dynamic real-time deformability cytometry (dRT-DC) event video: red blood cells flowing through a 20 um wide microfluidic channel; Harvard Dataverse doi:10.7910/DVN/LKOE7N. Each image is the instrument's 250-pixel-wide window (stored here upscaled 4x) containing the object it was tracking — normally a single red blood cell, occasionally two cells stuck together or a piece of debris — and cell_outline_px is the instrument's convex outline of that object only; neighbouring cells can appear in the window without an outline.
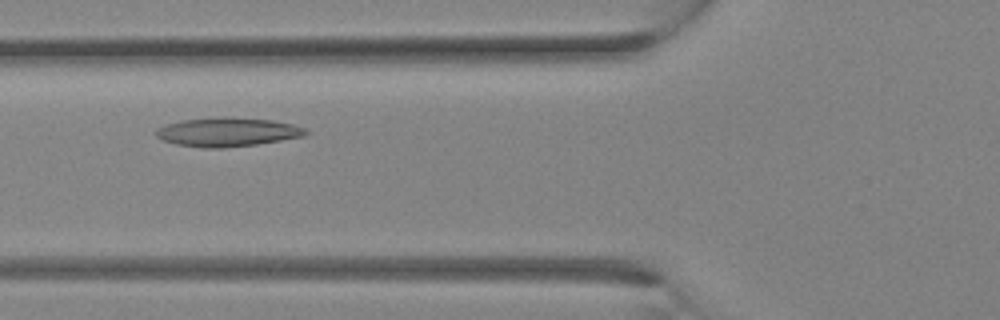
{"species": "Egyptian fruit bat (a non-hibernating species)", "species_latin": "Rousettus aegyptiacus", "temperature_condition": "room temperature", "stored_images_in_passage": 28, "camera_frame_rate_fps": 3000, "um_per_image_px": 0.085, "animal": {"sex": "female"}, "frame": {"image": 1, "passage_image": 8, "time_ms": 2.333, "image_size_px": [1000, 320], "cell_outline_px": [[308, 132], [304, 136], [256, 144], [224, 148], [204, 148], [176, 144], [164, 140], [156, 136], [156, 128], [180, 120], [272, 120], [292, 124], [304, 128]], "centroid_in_image_um": [19.32, 11.28], "position_along_channel_um": 106.5, "area_um2": 23.81}}
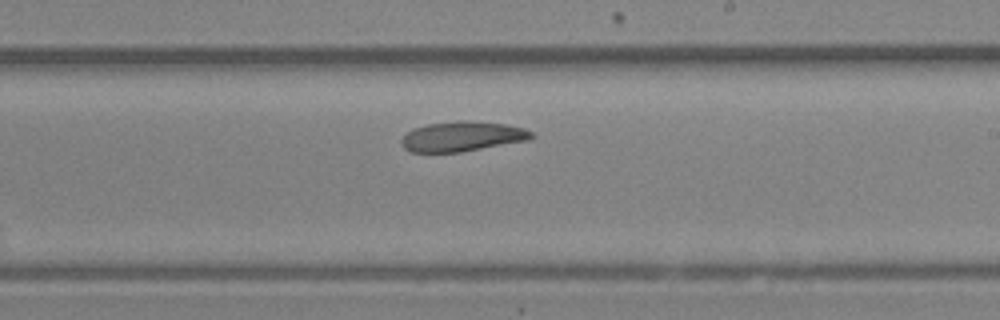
{"frame": {"image": 2, "passage_image": 15, "time_ms": 4.667, "image_size_px": [1000, 320], "cell_outline_px": [[536, 136], [528, 140], [460, 152], [412, 152], [404, 148], [400, 144], [400, 140], [412, 128], [428, 124], [464, 120], [504, 124], [524, 128], [532, 132]], "centroid_in_image_um": [39.27, 11.6], "position_along_channel_um": 249.7, "area_um2": 22.54}}
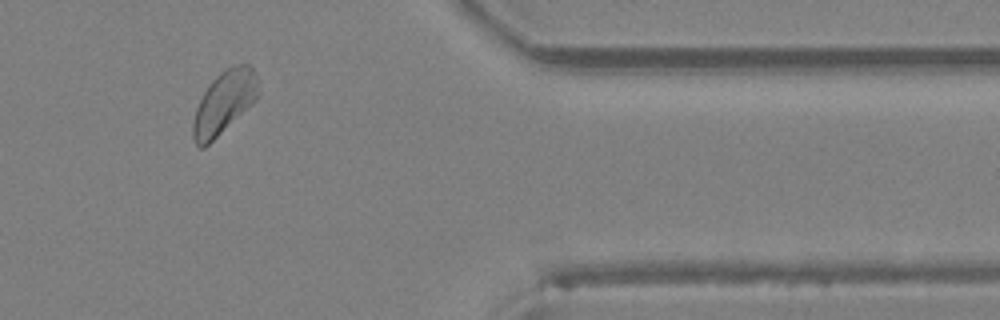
{"frame": {"image": 3, "passage_image": 23, "time_ms": 7.333, "image_size_px": [1000, 320], "cell_outline_px": [[260, 96], [256, 100], [204, 148], [200, 148], [196, 144], [192, 136], [192, 124], [196, 108], [204, 92], [212, 80], [220, 72], [236, 64], [248, 64], [256, 72], [260, 92]], "centroid_in_image_um": [19.06, 8.69], "position_along_channel_um": 392.3, "area_um2": 23.76}}